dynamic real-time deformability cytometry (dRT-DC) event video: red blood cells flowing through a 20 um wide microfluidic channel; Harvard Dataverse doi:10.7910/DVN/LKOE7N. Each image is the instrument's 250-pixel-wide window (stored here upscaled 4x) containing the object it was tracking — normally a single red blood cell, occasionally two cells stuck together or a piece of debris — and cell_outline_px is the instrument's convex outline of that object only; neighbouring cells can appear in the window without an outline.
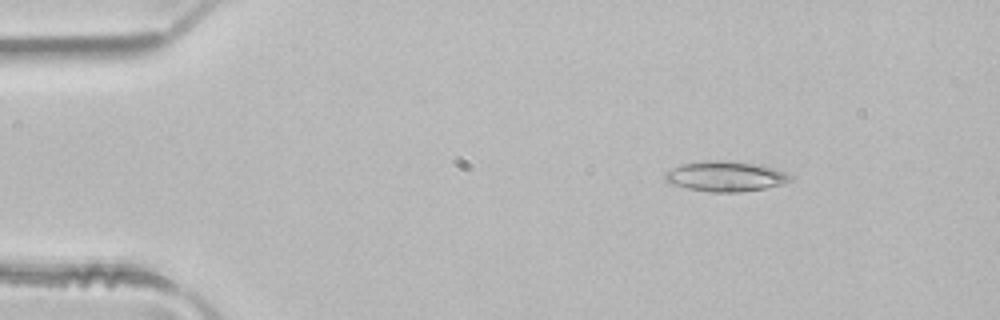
{"species": "common noctule bat (a hibernating species)", "species_latin": "Nyctalus noctula", "temperature_condition": "room temperature", "stored_images_in_passage": 49, "camera_frame_rate_fps": 3000, "um_per_image_px": 0.085, "animal": {"sex": "male", "body_mass_g": 21.5, "forearm_length_mm": 52.0}, "frame": {"image": 1, "passage_image": 7, "time_ms": 2.0, "image_size_px": [1000, 320], "cell_outline_px": [[792, 180], [780, 184], [764, 188], [740, 192], [712, 192], [688, 188], [672, 184], [664, 180], [664, 172], [680, 164], [708, 160], [724, 160], [760, 164], [784, 172], [792, 176]], "centroid_in_image_um": [61.63, 14.98], "position_along_channel_um": 23.4, "area_um2": 22.02}}
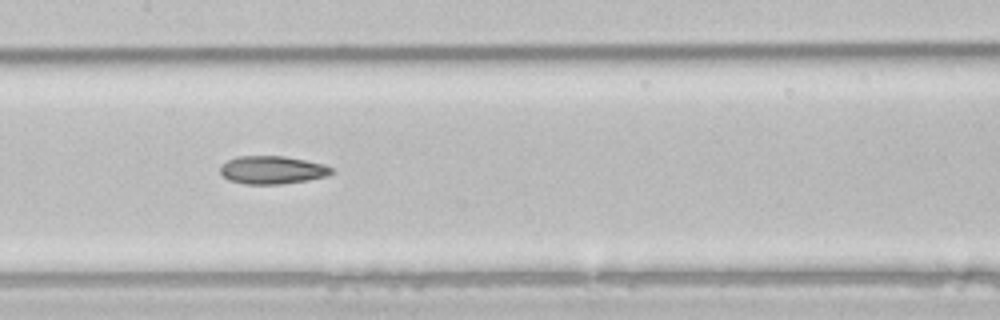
{"frame": {"image": 2, "passage_image": 24, "time_ms": 7.667, "image_size_px": [1000, 320], "cell_outline_px": [[336, 172], [328, 176], [308, 180], [280, 184], [244, 184], [228, 180], [220, 172], [220, 168], [228, 160], [236, 156], [284, 156], [324, 164], [336, 168]], "centroid_in_image_um": [23.2, 14.45], "position_along_channel_um": 184.2, "area_um2": 18.32}}
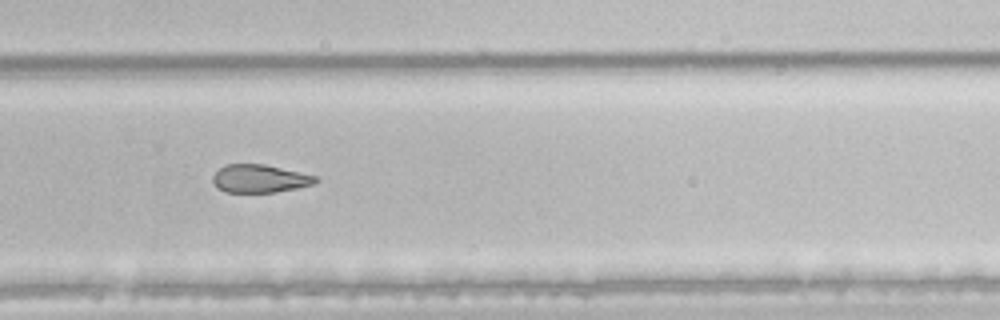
{"frame": {"image": 3, "passage_image": 33, "time_ms": 10.667, "image_size_px": [1000, 320], "cell_outline_px": [[320, 180], [316, 184], [276, 192], [224, 192], [216, 188], [212, 180], [212, 176], [224, 164], [264, 164], [320, 176]], "centroid_in_image_um": [22.11, 15.18], "position_along_channel_um": 307.7, "area_um2": 17.11}, "authors_computed_cell_mechanics": {"area_um2": 19.8832, "velocity_mm_per_s": 4.1418, "shape_relaxation_time_tau1_ms": 7.6739, "shape_relaxation_time_tau2_ms": 4.8718, "deformation_change_tau1": 0.1673, "deformation_change_tau2": 0.1397}}